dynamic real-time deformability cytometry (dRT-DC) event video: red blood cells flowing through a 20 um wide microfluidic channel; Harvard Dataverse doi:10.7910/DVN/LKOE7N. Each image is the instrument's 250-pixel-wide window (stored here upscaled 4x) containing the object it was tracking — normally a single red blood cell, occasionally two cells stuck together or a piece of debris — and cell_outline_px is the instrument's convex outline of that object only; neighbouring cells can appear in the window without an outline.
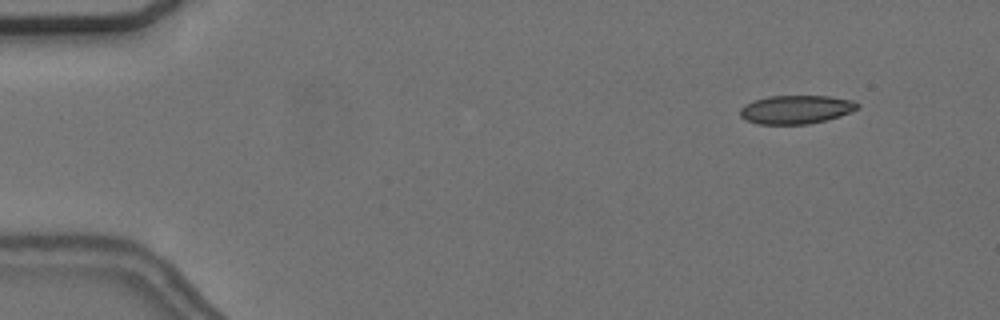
{"species": "common noctule bat (a hibernating species)", "species_latin": "Nyctalus noctula", "temperature_condition": "cold", "stored_images_in_passage": 56, "camera_frame_rate_fps": 3000, "um_per_image_px": 0.085, "animal": {"sex": "female", "body_mass_g": 24.6, "forearm_length_mm": 56.2}, "frame": {"image": 1, "passage_image": 6, "time_ms": 1.667, "image_size_px": [1000, 320], "cell_outline_px": [[860, 108], [840, 116], [808, 124], [756, 124], [744, 120], [740, 116], [740, 108], [744, 104], [768, 96], [828, 96], [852, 100], [860, 104]], "centroid_in_image_um": [67.65, 9.31], "position_along_channel_um": 17.4, "area_um2": 19.59}}
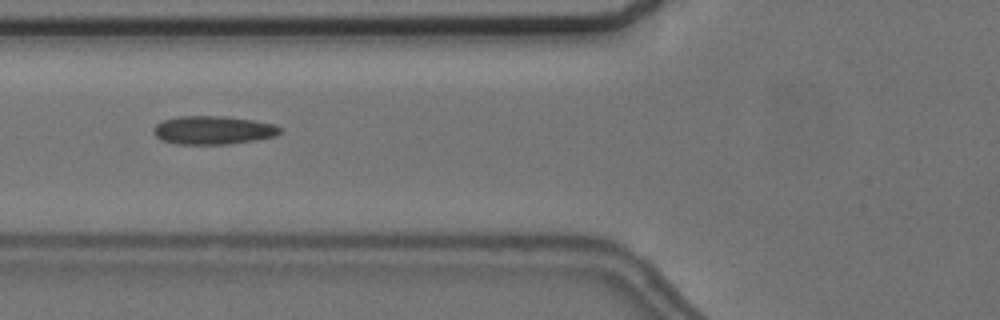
{"frame": {"image": 2, "passage_image": 22, "time_ms": 7.0, "image_size_px": [1000, 320], "cell_outline_px": [[280, 132], [276, 136], [256, 140], [228, 144], [176, 144], [160, 140], [152, 132], [152, 128], [156, 124], [164, 120], [180, 116], [224, 116], [252, 120], [276, 124], [280, 128]], "centroid_in_image_um": [18.09, 11.07], "position_along_channel_um": 107.7, "area_um2": 21.04}}
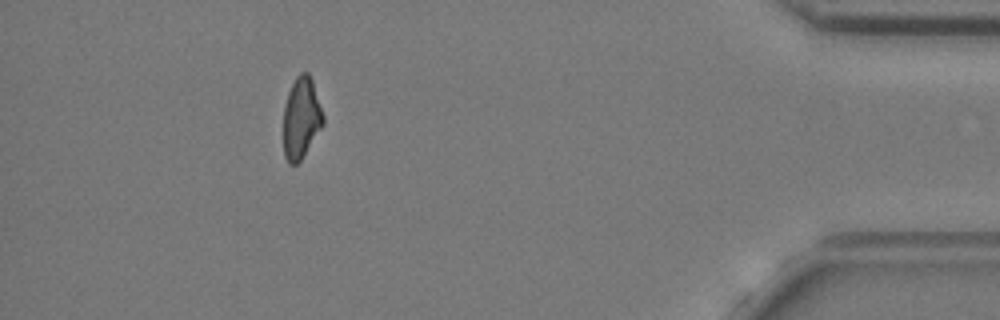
{"frame": {"image": 3, "passage_image": 51, "time_ms": 16.667, "image_size_px": [1000, 320], "cell_outline_px": [[324, 124], [300, 160], [296, 164], [288, 164], [284, 156], [284, 104], [288, 92], [296, 76], [300, 72], [308, 72], [312, 80], [324, 116]], "centroid_in_image_um": [25.6, 10.02], "position_along_channel_um": 409.6, "area_um2": 18.73}, "authors_computed_cell_mechanics": {"area_um2": 19.8832, "velocity_mm_per_s": 3.6945, "shape_relaxation_time_tau1_ms": null, "shape_relaxation_time_tau2_ms": 8.706, "deformation_change_tau1": null, "deformation_change_tau2": 0.1671}}